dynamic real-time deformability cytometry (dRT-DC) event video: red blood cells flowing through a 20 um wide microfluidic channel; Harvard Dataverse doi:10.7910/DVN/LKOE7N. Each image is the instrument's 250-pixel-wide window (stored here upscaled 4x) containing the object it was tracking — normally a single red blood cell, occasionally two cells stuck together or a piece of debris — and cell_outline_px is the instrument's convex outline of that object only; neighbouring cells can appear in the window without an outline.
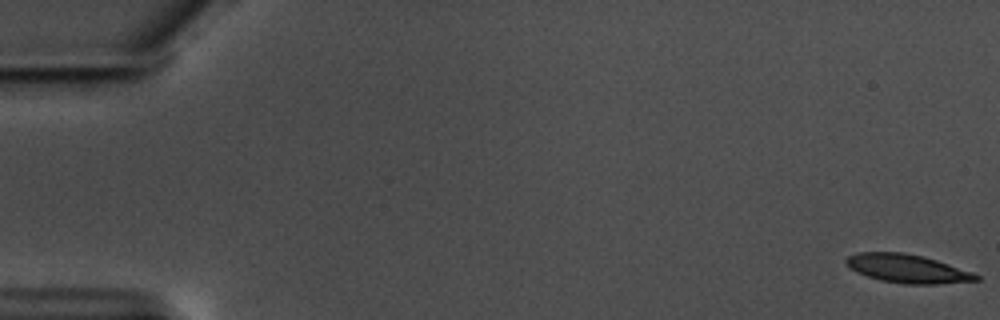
{"species": "common noctule bat (a hibernating species)", "species_latin": "Nyctalus noctula", "temperature_condition": "warm", "stored_images_in_passage": 2, "camera_frame_rate_fps": 3000, "um_per_image_px": 0.085, "animal": {"sex": "male", "body_mass_g": 17.5, "forearm_length_mm": 52.3}, "frame": {"image": 1, "passage_image": 1, "time_ms": 0.0, "image_size_px": [1000, 320], "cell_outline_px": [[980, 280], [936, 284], [904, 284], [880, 280], [856, 272], [848, 268], [844, 260], [848, 256], [856, 252], [904, 252], [924, 256], [972, 272], [980, 276]], "centroid_in_image_um": [77.08, 22.82], "position_along_channel_um": 7.9, "area_um2": 21.68}}